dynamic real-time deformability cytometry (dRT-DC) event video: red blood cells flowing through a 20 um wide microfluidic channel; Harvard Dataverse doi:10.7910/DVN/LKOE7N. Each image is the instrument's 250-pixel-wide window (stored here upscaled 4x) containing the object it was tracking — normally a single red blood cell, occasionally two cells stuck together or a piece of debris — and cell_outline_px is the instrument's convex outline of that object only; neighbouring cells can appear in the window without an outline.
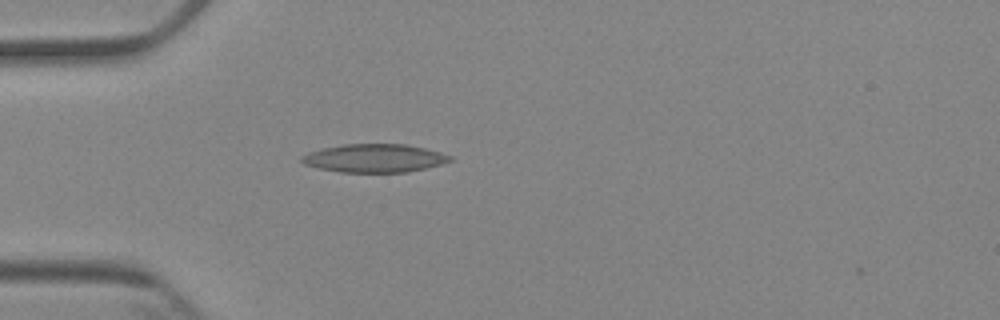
{"species": "Egyptian fruit bat (a non-hibernating species)", "species_latin": "Rousettus aegyptiacus", "temperature_condition": "cold", "stored_images_in_passage": 5, "camera_frame_rate_fps": 3000, "um_per_image_px": 0.085, "animal": {"sex": "female"}, "frame": {"image": 1, "passage_image": 5, "time_ms": 4.667, "image_size_px": [1000, 320], "cell_outline_px": [[452, 160], [440, 164], [408, 172], [340, 172], [320, 168], [304, 164], [300, 160], [300, 156], [308, 152], [324, 148], [344, 144], [404, 144], [424, 148], [440, 152], [452, 156]], "centroid_in_image_um": [31.8, 13.44], "position_along_channel_um": 53.2, "area_um2": 24.28}}